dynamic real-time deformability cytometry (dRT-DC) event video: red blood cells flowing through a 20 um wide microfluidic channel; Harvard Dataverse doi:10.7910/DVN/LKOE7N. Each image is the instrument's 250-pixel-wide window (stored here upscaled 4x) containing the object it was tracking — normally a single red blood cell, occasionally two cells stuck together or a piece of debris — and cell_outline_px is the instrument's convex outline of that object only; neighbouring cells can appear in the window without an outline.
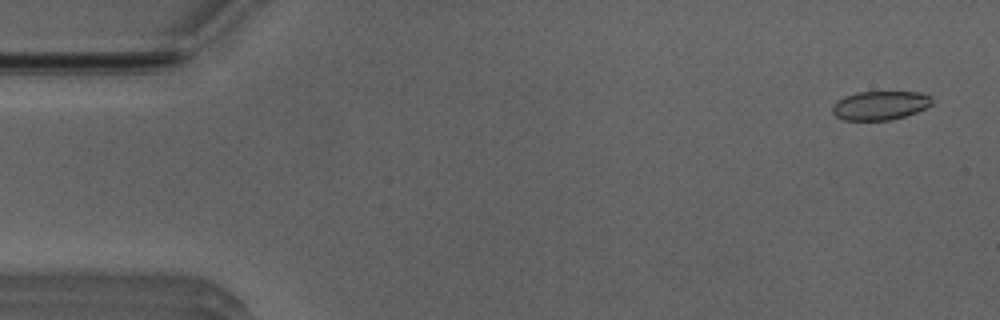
{"species": "Egyptian fruit bat (a non-hibernating species)", "species_latin": "Rousettus aegyptiacus", "temperature_condition": "room temperature", "stored_images_in_passage": 52, "camera_frame_rate_fps": 3000, "um_per_image_px": 0.085, "animal": {"sex": "male"}, "frame": {"image": 1, "passage_image": 3, "time_ms": 0.667, "image_size_px": [1000, 320], "cell_outline_px": [[932, 104], [916, 112], [904, 116], [888, 120], [844, 120], [836, 116], [832, 112], [832, 104], [844, 96], [856, 92], [920, 92], [932, 96]], "centroid_in_image_um": [74.79, 8.95], "position_along_channel_um": 10.2, "area_um2": 16.76}}
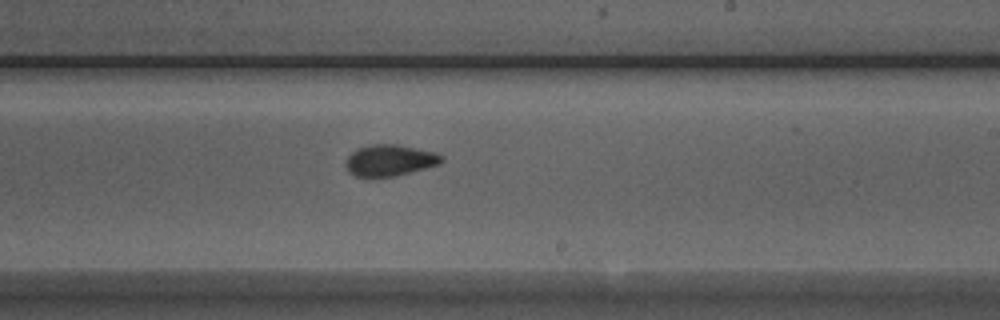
{"frame": {"image": 2, "passage_image": 31, "time_ms": 10.0, "image_size_px": [1000, 320], "cell_outline_px": [[444, 160], [440, 164], [392, 176], [356, 176], [348, 172], [348, 156], [356, 148], [368, 144], [396, 144], [436, 152], [444, 156]], "centroid_in_image_um": [33.16, 13.6], "position_along_channel_um": 255.8, "area_um2": 17.22}}
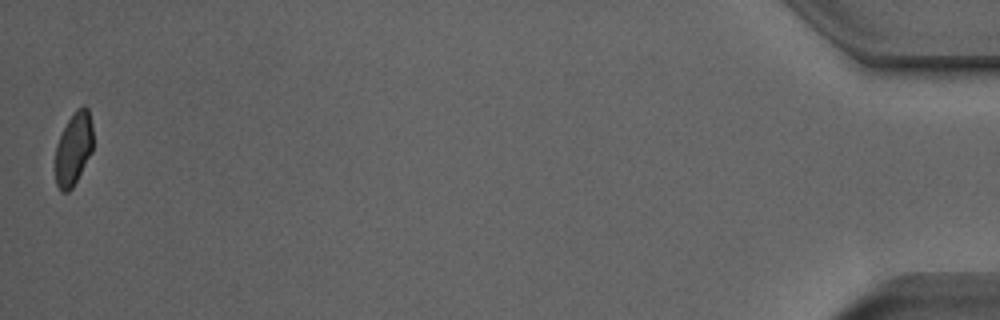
{"frame": {"image": 3, "passage_image": 52, "time_ms": 17.0, "image_size_px": [1000, 320], "cell_outline_px": [[92, 152], [72, 188], [68, 192], [60, 192], [56, 184], [56, 144], [68, 120], [76, 108], [84, 104], [88, 108], [92, 124]], "centroid_in_image_um": [6.26, 12.63], "position_along_channel_um": 428.9, "area_um2": 16.01}, "authors_computed_cell_mechanics": {"area_um2": 17.5712, "velocity_mm_per_s": 3.9379, "shape_relaxation_time_tau1_ms": 9.005, "shape_relaxation_time_tau2_ms": 1.6798, "deformation_change_tau1": 0.1684, "deformation_change_tau2": 0.0539}}